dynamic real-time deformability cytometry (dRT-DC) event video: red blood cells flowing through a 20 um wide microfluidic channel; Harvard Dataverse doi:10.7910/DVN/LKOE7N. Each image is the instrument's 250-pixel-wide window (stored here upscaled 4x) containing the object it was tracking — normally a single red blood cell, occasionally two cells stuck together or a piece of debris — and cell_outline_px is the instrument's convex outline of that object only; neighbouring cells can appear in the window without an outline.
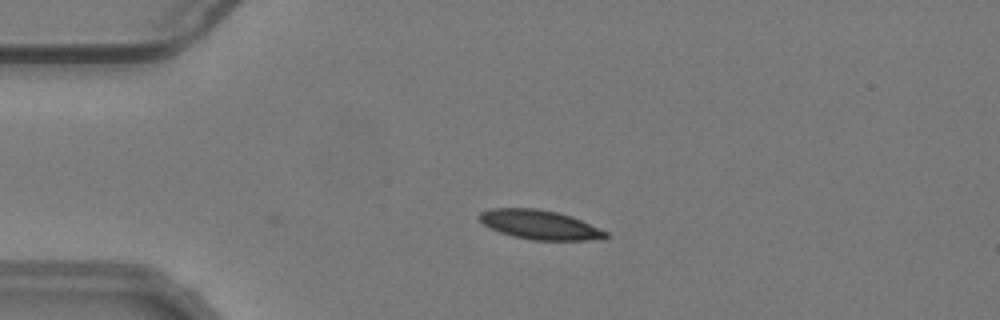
{"species": "common noctule bat (a hibernating species)", "species_latin": "Nyctalus noctula", "temperature_condition": "warm", "stored_images_in_passage": 31, "camera_frame_rate_fps": 3000, "um_per_image_px": 0.085, "animal": {"sex": "male", "body_mass_g": 19.2, "forearm_length_mm": 51.8}, "frame": {"image": 1, "passage_image": 2, "time_ms": 0.333, "image_size_px": [1000, 320], "cell_outline_px": [[608, 236], [588, 240], [532, 240], [500, 232], [484, 224], [480, 220], [480, 212], [488, 208], [536, 208], [556, 212], [580, 220], [608, 232]], "centroid_in_image_um": [45.84, 19.09], "position_along_channel_um": 39.2, "area_um2": 21.04}}
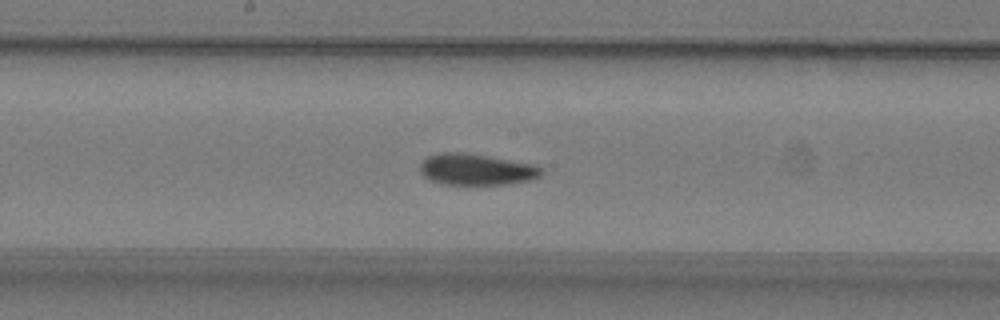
{"frame": {"image": 2, "passage_image": 18, "time_ms": 5.667, "image_size_px": [1000, 320], "cell_outline_px": [[540, 176], [528, 180], [504, 184], [440, 184], [424, 176], [420, 172], [420, 164], [428, 156], [436, 152], [464, 152], [532, 164], [540, 168]], "centroid_in_image_um": [40.4, 14.39], "position_along_channel_um": 207.8, "area_um2": 21.79}}
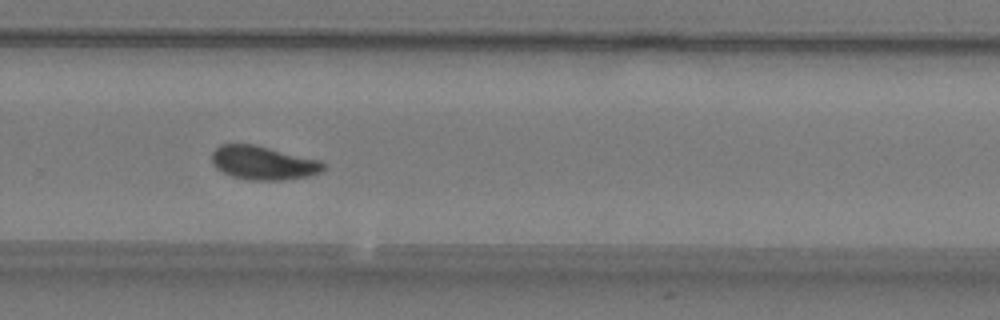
{"frame": {"image": 3, "passage_image": 26, "time_ms": 8.333, "image_size_px": [1000, 320], "cell_outline_px": [[324, 168], [320, 172], [308, 176], [284, 180], [248, 180], [232, 176], [216, 168], [212, 164], [212, 152], [220, 144], [252, 144], [320, 160], [324, 164]], "centroid_in_image_um": [22.35, 13.85], "position_along_channel_um": 307.5, "area_um2": 21.73}, "authors_computed_cell_mechanics": {"area_um2": 22.1374, "velocity_mm_per_s": 3.7685, "shape_relaxation_time_tau1_ms": 5.7147, "shape_relaxation_time_tau2_ms": 1.9782, "deformation_change_tau1": 0.1509, "deformation_change_tau2": 0.0647}}